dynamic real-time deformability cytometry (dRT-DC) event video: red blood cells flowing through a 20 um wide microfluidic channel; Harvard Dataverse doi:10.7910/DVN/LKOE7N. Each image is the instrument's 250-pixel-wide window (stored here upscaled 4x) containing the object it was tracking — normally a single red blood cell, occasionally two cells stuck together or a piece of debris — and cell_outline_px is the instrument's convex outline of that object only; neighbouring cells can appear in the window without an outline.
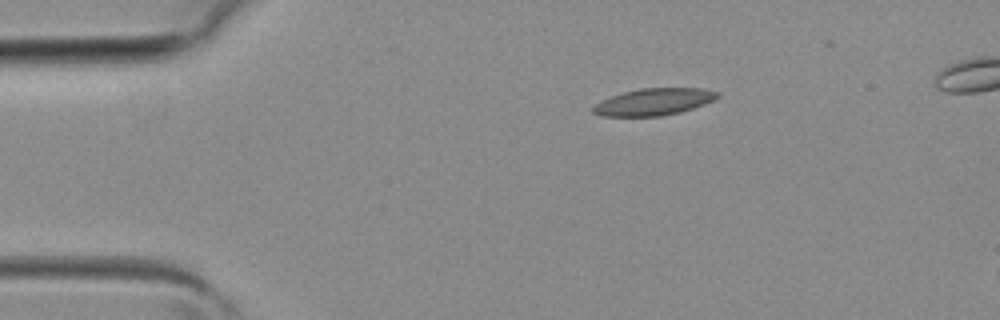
{"species": "common noctule bat (a hibernating species)", "species_latin": "Nyctalus noctula", "temperature_condition": "room temperature", "stored_images_in_passage": 2, "camera_frame_rate_fps": 3000, "um_per_image_px": 0.085, "animal": {"sex": "female", "body_mass_g": 19.3, "forearm_length_mm": 54.1}, "frame": {"image": 1, "passage_image": 1, "time_ms": 0.0, "image_size_px": [1000, 320], "cell_outline_px": [[720, 96], [704, 104], [680, 112], [660, 116], [600, 116], [592, 112], [592, 108], [596, 104], [612, 96], [624, 92], [640, 88], [704, 88], [720, 92]], "centroid_in_image_um": [55.6, 8.65], "position_along_channel_um": 29.4, "area_um2": 19.36}}